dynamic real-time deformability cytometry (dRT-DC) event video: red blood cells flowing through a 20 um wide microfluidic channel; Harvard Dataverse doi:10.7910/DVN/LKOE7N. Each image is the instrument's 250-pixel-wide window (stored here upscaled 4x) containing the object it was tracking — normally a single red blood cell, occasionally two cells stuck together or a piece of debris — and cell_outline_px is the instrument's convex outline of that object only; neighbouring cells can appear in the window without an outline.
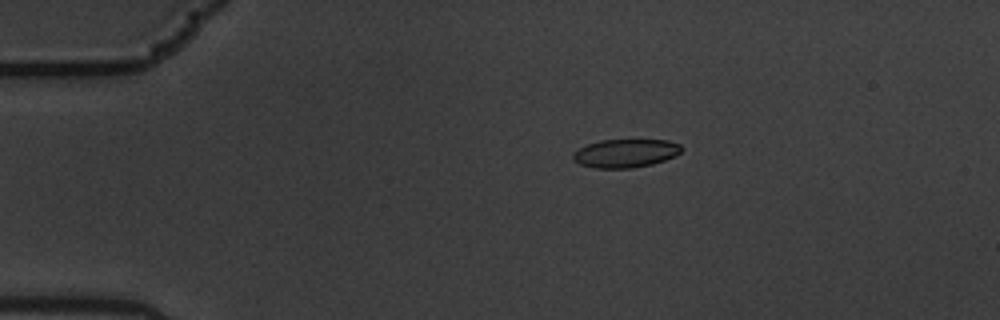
{"species": "common noctule bat (a hibernating species)", "species_latin": "Nyctalus noctula", "temperature_condition": "warm", "stored_images_in_passage": 8, "camera_frame_rate_fps": 3000, "um_per_image_px": 0.085, "animal": {"sex": "male", "body_mass_g": 19.5, "forearm_length_mm": 54.6}, "frame": {"image": 1, "passage_image": 4, "time_ms": 1.0, "image_size_px": [1000, 320], "cell_outline_px": [[684, 148], [676, 156], [652, 164], [632, 168], [596, 168], [580, 164], [572, 160], [572, 152], [588, 144], [600, 140], [668, 140], [680, 144]], "centroid_in_image_um": [53.17, 13.02], "position_along_channel_um": 31.8, "area_um2": 18.03}}
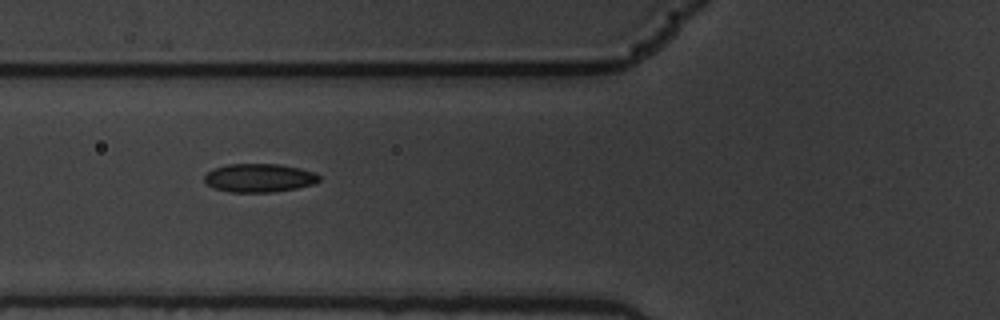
{"frame": {"image": 2, "passage_image": 7, "time_ms": 2.0, "image_size_px": [1000, 320], "cell_outline_px": [[320, 180], [312, 184], [296, 188], [272, 192], [232, 192], [212, 188], [204, 184], [204, 176], [212, 168], [228, 164], [280, 164], [300, 168], [316, 172], [320, 176]], "centroid_in_image_um": [22.0, 15.12], "position_along_channel_um": 103.8, "area_um2": 19.25}}
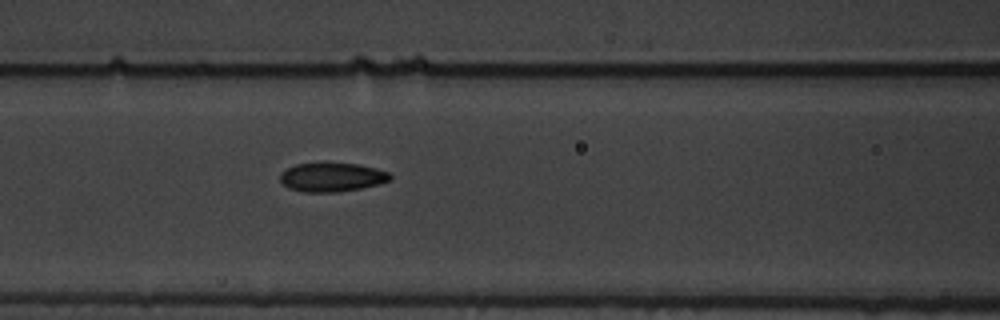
{"frame": {"image": 3, "passage_image": 8, "time_ms": 2.333, "image_size_px": [1000, 320], "cell_outline_px": [[392, 180], [380, 184], [360, 188], [336, 192], [304, 192], [288, 188], [280, 180], [280, 172], [296, 164], [324, 160], [356, 164], [376, 168], [388, 172], [392, 176]], "centroid_in_image_um": [28.2, 15.02], "position_along_channel_um": 138.4, "area_um2": 19.19}}